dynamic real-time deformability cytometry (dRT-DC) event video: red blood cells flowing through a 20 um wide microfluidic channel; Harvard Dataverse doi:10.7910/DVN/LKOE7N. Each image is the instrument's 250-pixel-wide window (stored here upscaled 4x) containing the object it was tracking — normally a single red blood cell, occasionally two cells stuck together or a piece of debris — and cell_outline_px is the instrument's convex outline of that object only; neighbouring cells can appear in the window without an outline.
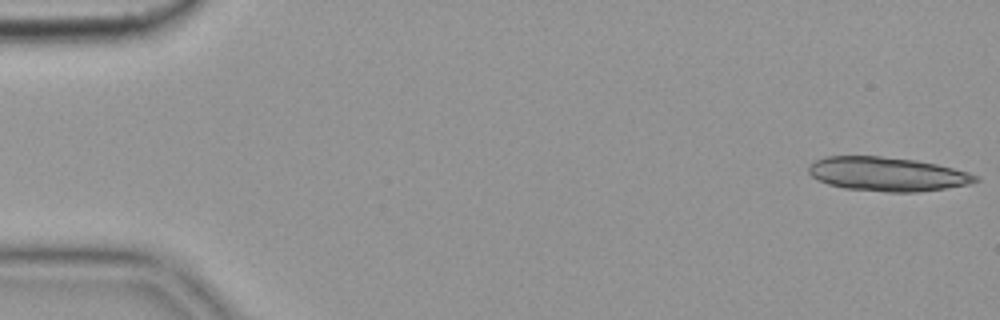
{"species": "common noctule bat (a hibernating species)", "species_latin": "Nyctalus noctula", "temperature_condition": "cold", "stored_images_in_passage": 55, "camera_frame_rate_fps": 3000, "um_per_image_px": 0.085, "animal": {"sex": "female", "body_mass_g": 19.9}, "frame": {"image": 1, "passage_image": 1, "time_ms": 0.0, "image_size_px": [1000, 320], "cell_outline_px": [[980, 180], [968, 184], [944, 188], [916, 192], [888, 192], [844, 188], [828, 184], [812, 176], [808, 172], [808, 168], [816, 160], [828, 156], [880, 156], [916, 160], [936, 164], [968, 172], [980, 176]], "centroid_in_image_um": [75.43, 14.8], "position_along_channel_um": 9.6, "area_um2": 32.83}}
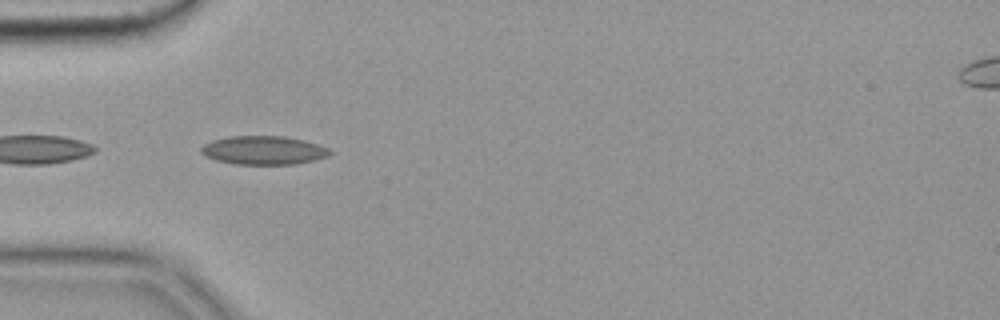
{"frame": {"image": 2, "passage_image": 17, "time_ms": 5.333, "image_size_px": [1000, 320], "cell_outline_px": [[332, 152], [328, 156], [316, 160], [296, 164], [236, 164], [216, 160], [204, 156], [200, 152], [200, 148], [204, 144], [212, 140], [228, 136], [284, 136], [304, 140], [328, 148]], "centroid_in_image_um": [22.39, 12.77], "position_along_channel_um": 62.6, "area_um2": 21.56}, "authors_computed_cell_mechanics": {"area_um2": 19.9988, "velocity_mm_per_s": 3.6361, "shape_relaxation_time_tau1_ms": null, "shape_relaxation_time_tau2_ms": 1.8389, "deformation_change_tau1": null, "deformation_change_tau2": 0.0998}}